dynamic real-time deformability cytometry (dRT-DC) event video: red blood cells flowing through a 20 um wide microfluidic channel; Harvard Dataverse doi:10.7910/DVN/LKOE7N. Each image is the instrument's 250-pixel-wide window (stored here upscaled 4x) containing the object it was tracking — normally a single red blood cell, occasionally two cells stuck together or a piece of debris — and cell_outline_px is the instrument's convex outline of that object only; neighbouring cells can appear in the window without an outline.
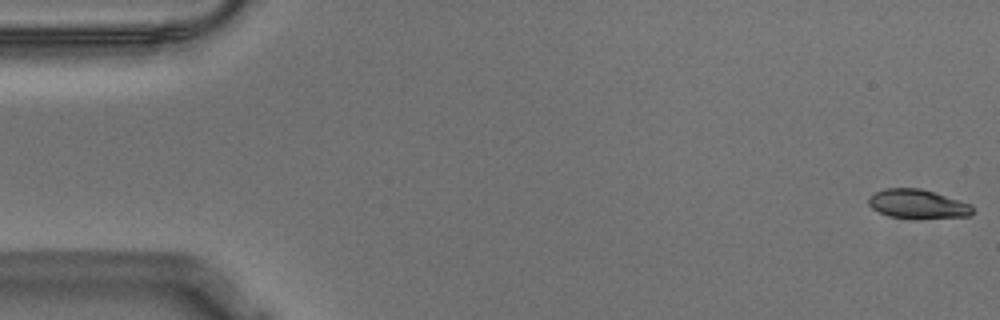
{"species": "Egyptian fruit bat (a non-hibernating species)", "species_latin": "Rousettus aegyptiacus", "temperature_condition": "warm", "stored_images_in_passage": 56, "camera_frame_rate_fps": 3000, "um_per_image_px": 0.085, "animal": {"sex": "male"}, "frame": {"image": 1, "passage_image": 1, "time_ms": 0.0, "image_size_px": [1000, 320], "cell_outline_px": [[972, 216], [916, 220], [888, 216], [872, 208], [868, 204], [868, 200], [876, 192], [884, 188], [920, 188], [972, 204]], "centroid_in_image_um": [78.03, 17.37], "position_along_channel_um": 7.0, "area_um2": 17.92}}
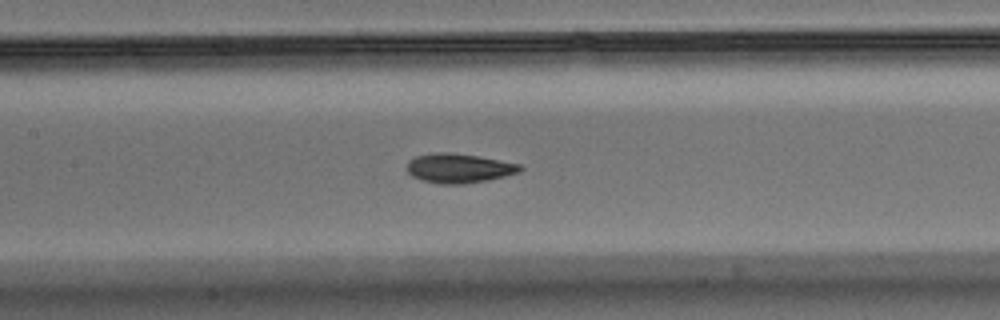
{"frame": {"image": 2, "passage_image": 26, "time_ms": 8.333, "image_size_px": [1000, 320], "cell_outline_px": [[524, 168], [520, 172], [488, 180], [464, 184], [436, 184], [420, 180], [412, 176], [408, 172], [408, 160], [416, 156], [436, 152], [448, 152], [476, 156], [520, 164]], "centroid_in_image_um": [38.99, 14.31], "position_along_channel_um": 168.4, "area_um2": 19.36}}
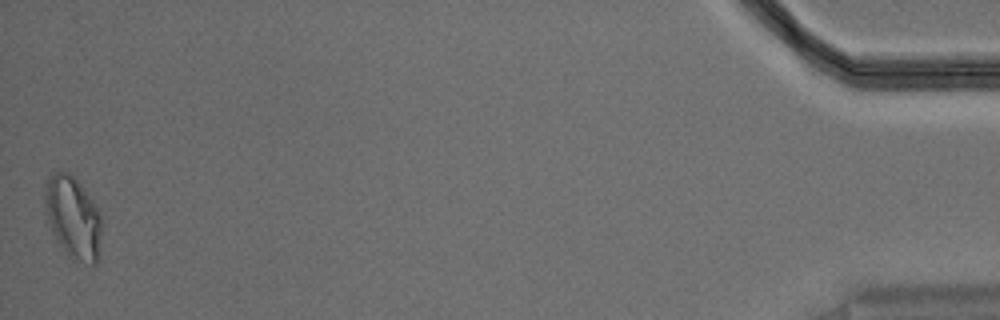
{"frame": {"image": 3, "passage_image": 56, "time_ms": 18.333, "image_size_px": [1000, 320], "cell_outline_px": [[104, 224], [96, 264], [76, 264], [64, 252], [56, 240], [52, 232], [44, 212], [44, 192], [48, 176], [56, 172], [68, 172], [80, 184], [100, 208], [104, 220]], "centroid_in_image_um": [6.24, 18.54], "position_along_channel_um": 429.0, "area_um2": 28.26}, "authors_computed_cell_mechanics": {"area_um2": 18.9873, "velocity_mm_per_s": 3.5736, "shape_relaxation_time_tau1_ms": 5.0799, "shape_relaxation_time_tau2_ms": 1.7875, "deformation_change_tau1": 0.1764, "deformation_change_tau2": 0.0787}}